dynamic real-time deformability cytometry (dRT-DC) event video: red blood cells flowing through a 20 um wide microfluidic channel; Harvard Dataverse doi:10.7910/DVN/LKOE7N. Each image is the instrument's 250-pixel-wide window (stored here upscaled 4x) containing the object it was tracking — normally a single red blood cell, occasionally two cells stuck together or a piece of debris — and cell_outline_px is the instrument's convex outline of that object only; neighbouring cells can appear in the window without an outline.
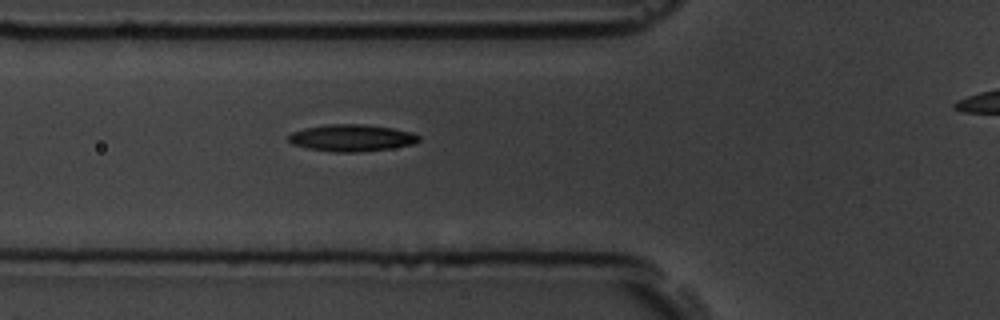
{"species": "common noctule bat (a hibernating species)", "species_latin": "Nyctalus noctula", "temperature_condition": "room temperature", "stored_images_in_passage": 7, "segment_of_instrument_passage": [1, 2], "camera_frame_rate_fps": 3000, "um_per_image_px": 0.085, "animal": {"sex": "male", "body_mass_g": 19.5, "forearm_length_mm": 54.6}, "frame": {"image": 1, "passage_image": 6, "time_ms": 5.667, "image_size_px": [1000, 320], "cell_outline_px": [[420, 140], [412, 144], [392, 148], [356, 152], [336, 152], [308, 148], [292, 144], [288, 140], [288, 136], [292, 132], [304, 128], [328, 124], [360, 124], [392, 128], [412, 132], [420, 136]], "centroid_in_image_um": [29.88, 11.72], "position_along_channel_um": 95.9, "area_um2": 20.29}}